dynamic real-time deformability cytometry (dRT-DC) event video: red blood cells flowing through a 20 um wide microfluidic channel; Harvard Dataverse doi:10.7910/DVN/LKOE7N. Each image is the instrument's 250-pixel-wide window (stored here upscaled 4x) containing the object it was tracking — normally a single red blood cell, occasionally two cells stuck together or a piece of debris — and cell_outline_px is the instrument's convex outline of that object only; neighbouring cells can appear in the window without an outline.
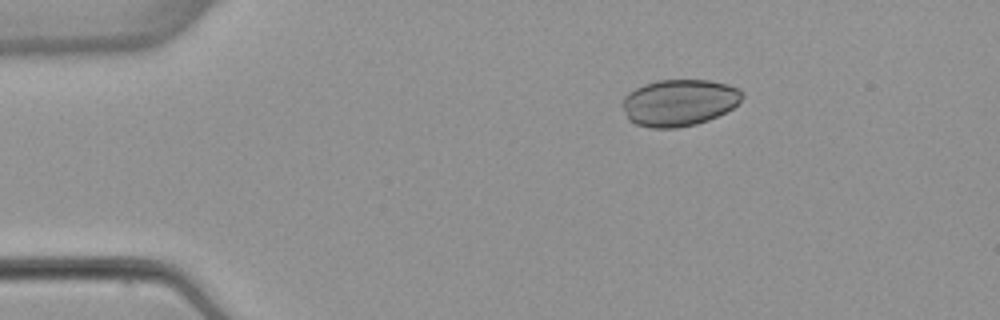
{"species": "common noctule bat (a hibernating species)", "species_latin": "Nyctalus noctula", "temperature_condition": "warm", "stored_images_in_passage": 4, "camera_frame_rate_fps": 3000, "um_per_image_px": 0.085, "animal": {"sex": "female", "body_mass_g": 22.7, "forearm_length_mm": 54.2}, "frame": {"image": 1, "passage_image": 3, "time_ms": 2.333, "image_size_px": [1000, 320], "cell_outline_px": [[744, 96], [732, 108], [708, 120], [696, 124], [676, 128], [652, 128], [636, 124], [628, 120], [620, 104], [624, 96], [628, 92], [644, 84], [656, 80], [708, 80], [728, 84], [740, 88], [744, 92]], "centroid_in_image_um": [57.7, 8.71], "position_along_channel_um": 27.3, "area_um2": 32.83}}